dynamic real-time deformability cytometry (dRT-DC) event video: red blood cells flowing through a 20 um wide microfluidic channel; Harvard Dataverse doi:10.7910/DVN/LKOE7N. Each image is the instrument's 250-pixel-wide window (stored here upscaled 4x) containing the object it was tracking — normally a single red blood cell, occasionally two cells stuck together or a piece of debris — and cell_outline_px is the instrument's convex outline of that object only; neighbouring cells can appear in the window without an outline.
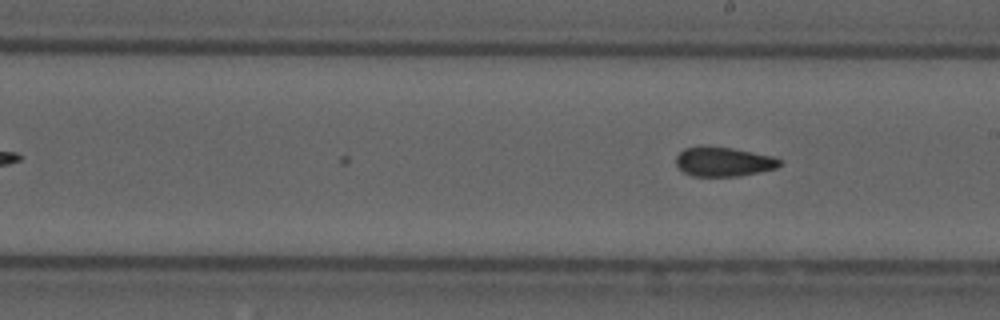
{"species": "common noctule bat (a hibernating species)", "species_latin": "Nyctalus noctula", "temperature_condition": "cold", "stored_images_in_passage": 20, "camera_frame_rate_fps": 3000, "um_per_image_px": 0.085, "animal": {"sex": "male", "forearm_length_mm": 52.5}, "frame": {"image": 1, "passage_image": 20, "time_ms": 6.333, "image_size_px": [1000, 320], "cell_outline_px": [[784, 160], [776, 168], [760, 172], [740, 176], [692, 176], [684, 172], [676, 164], [676, 156], [684, 148], [700, 144], [732, 148], [772, 156]], "centroid_in_image_um": [61.48, 13.72], "position_along_channel_um": 227.5, "area_um2": 18.03}}